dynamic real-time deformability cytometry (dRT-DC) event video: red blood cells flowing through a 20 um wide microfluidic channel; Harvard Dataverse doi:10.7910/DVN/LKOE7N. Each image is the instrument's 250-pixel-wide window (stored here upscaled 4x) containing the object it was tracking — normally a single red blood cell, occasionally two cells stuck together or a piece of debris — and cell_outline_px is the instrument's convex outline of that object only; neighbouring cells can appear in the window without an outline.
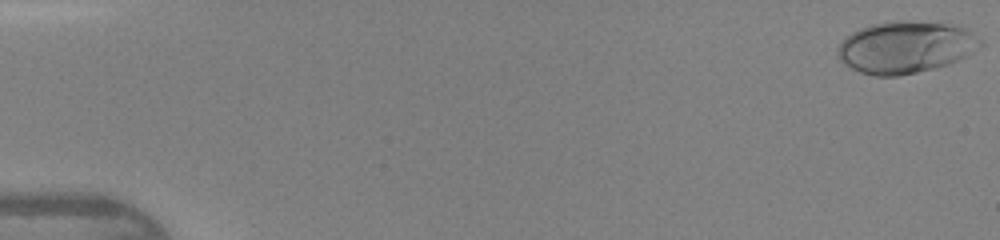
{"species": "human", "species_latin": "Homo sapiens", "temperature_condition": "warm", "stored_images_in_passage": 47, "camera_frame_rate_fps": 3000, "um_per_image_px": 0.085, "donor": {"sex": "female"}, "frame": {"image": 1, "passage_image": 1, "time_ms": 0.0, "image_size_px": [1000, 240], "cell_outline_px": [[972, 52], [968, 56], [948, 64], [900, 76], [876, 76], [860, 72], [844, 64], [836, 56], [836, 52], [840, 40], [852, 32], [860, 28], [872, 24], [896, 20], [908, 20], [944, 24], [964, 28], [972, 36]], "centroid_in_image_um": [76.79, 4.02], "position_along_channel_um": 8.2, "area_um2": 42.25}}
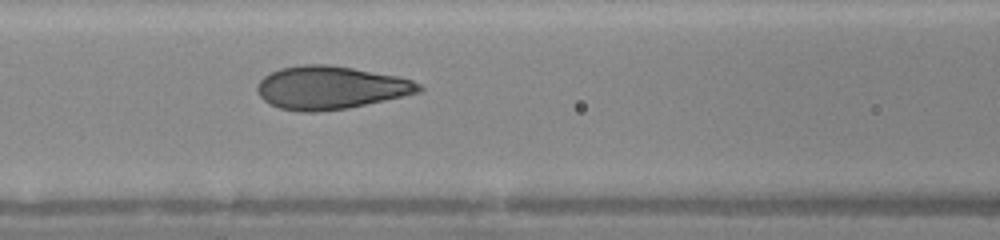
{"frame": {"image": 2, "passage_image": 21, "time_ms": 6.667, "image_size_px": [1000, 240], "cell_outline_px": [[424, 88], [420, 92], [404, 96], [348, 108], [312, 112], [300, 112], [280, 108], [268, 104], [260, 96], [256, 88], [260, 80], [264, 76], [280, 68], [300, 64], [328, 64], [352, 68], [396, 76], [412, 80], [420, 84]], "centroid_in_image_um": [28.08, 7.45], "position_along_channel_um": 138.5, "area_um2": 40.52}}
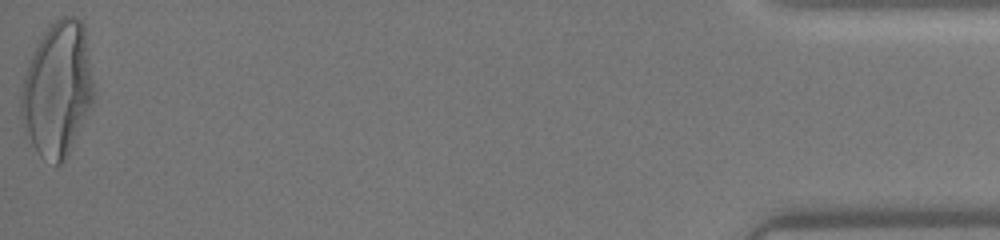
{"frame": {"image": 3, "passage_image": 47, "time_ms": 15.333, "image_size_px": [1000, 240], "cell_outline_px": [[92, 108], [60, 164], [56, 164], [40, 156], [32, 144], [24, 124], [20, 112], [20, 92], [28, 64], [36, 44], [48, 24], [60, 16], [76, 16], [84, 24], [92, 80]], "centroid_in_image_um": [4.87, 7.51], "position_along_channel_um": 430.3, "area_um2": 56.18}, "authors_computed_cell_mechanics": {"area_um2": 40.6912, "velocity_mm_per_s": 4.3524, "shape_relaxation_time_tau1_ms": 3.7761, "shape_relaxation_time_tau2_ms": null, "deformation_change_tau1": 0.1977, "deformation_change_tau2": null}}